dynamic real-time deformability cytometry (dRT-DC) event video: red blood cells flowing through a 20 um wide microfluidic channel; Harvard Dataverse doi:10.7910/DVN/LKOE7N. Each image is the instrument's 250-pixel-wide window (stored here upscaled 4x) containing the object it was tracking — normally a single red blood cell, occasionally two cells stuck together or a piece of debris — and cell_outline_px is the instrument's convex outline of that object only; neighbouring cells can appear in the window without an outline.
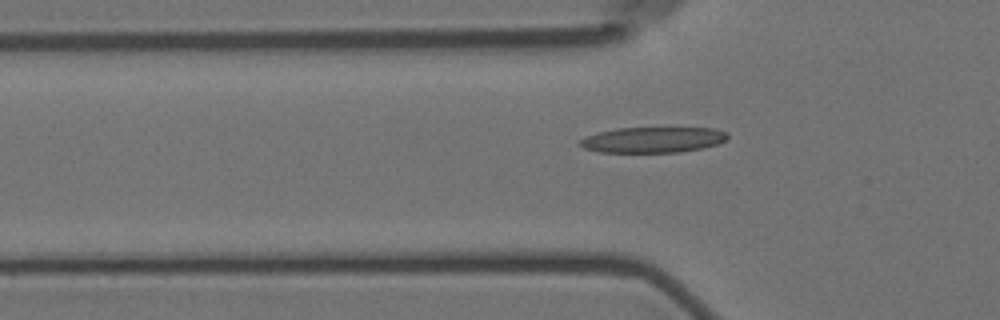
{"species": "Egyptian fruit bat (a non-hibernating species)", "species_latin": "Rousettus aegyptiacus", "temperature_condition": "room temperature", "stored_images_in_passage": 7, "camera_frame_rate_fps": 3000, "um_per_image_px": 0.085, "animal": {"sex": "female"}, "frame": {"image": 1, "passage_image": 7, "time_ms": 7.667, "image_size_px": [1000, 320], "cell_outline_px": [[728, 136], [720, 144], [704, 148], [680, 152], [600, 152], [584, 148], [576, 144], [584, 136], [596, 132], [616, 128], [712, 128], [728, 132]], "centroid_in_image_um": [55.47, 11.88], "position_along_channel_um": 70.3, "area_um2": 22.31}}